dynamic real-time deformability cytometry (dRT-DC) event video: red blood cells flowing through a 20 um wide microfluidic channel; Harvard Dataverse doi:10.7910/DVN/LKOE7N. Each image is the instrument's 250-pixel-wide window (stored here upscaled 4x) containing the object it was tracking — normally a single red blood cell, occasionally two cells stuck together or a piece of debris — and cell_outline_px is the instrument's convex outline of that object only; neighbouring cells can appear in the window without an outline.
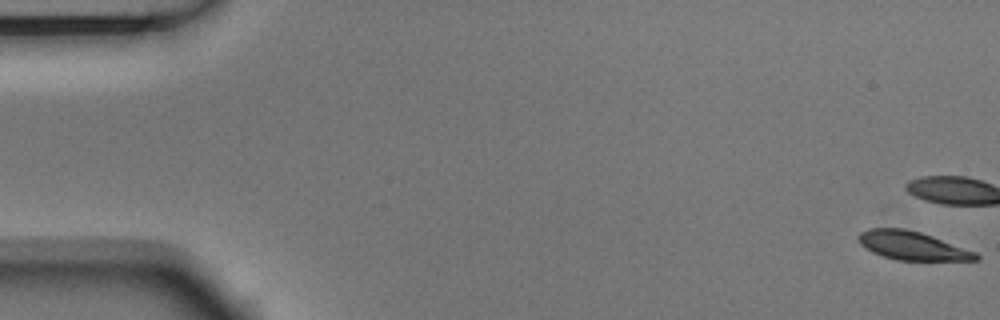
{"species": "Egyptian fruit bat (a non-hibernating species)", "species_latin": "Rousettus aegyptiacus", "temperature_condition": "room temperature", "stored_images_in_passage": 7, "camera_frame_rate_fps": 3000, "um_per_image_px": 0.085, "animal": {"sex": "male"}, "frame": {"image": 1, "passage_image": 1, "time_ms": 0.0, "image_size_px": [1000, 320], "cell_outline_px": [[980, 260], [896, 260], [872, 252], [860, 244], [856, 236], [860, 232], [868, 228], [904, 228], [920, 232], [932, 236], [976, 252], [980, 256]], "centroid_in_image_um": [77.52, 20.87], "position_along_channel_um": 7.5, "area_um2": 19.48}}
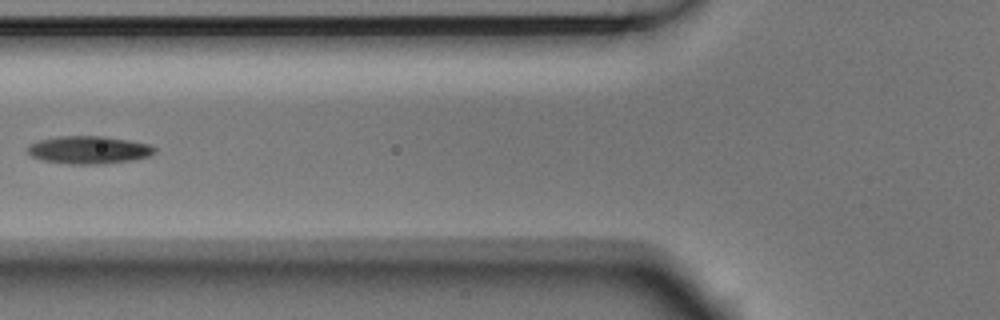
{"frame": {"image": 2, "passage_image": 6, "time_ms": 1.667, "image_size_px": [1000, 320], "cell_outline_px": [[156, 152], [148, 156], [132, 160], [100, 164], [72, 164], [44, 160], [32, 156], [28, 152], [28, 144], [40, 140], [56, 136], [104, 136], [128, 140], [148, 144], [156, 148]], "centroid_in_image_um": [7.55, 12.73], "position_along_channel_um": 118.2, "area_um2": 20.4}}
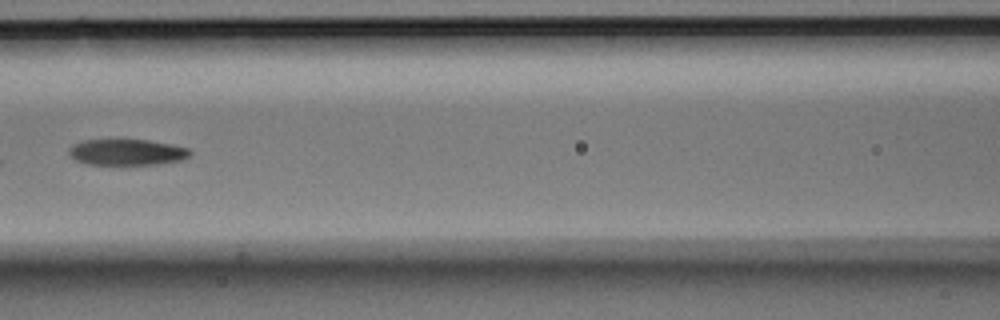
{"frame": {"image": 3, "passage_image": 7, "time_ms": 2.0, "image_size_px": [1000, 320], "cell_outline_px": [[192, 152], [184, 160], [160, 164], [88, 164], [76, 160], [68, 152], [68, 148], [72, 144], [84, 140], [148, 140], [172, 144], [188, 148]], "centroid_in_image_um": [10.81, 12.93], "position_along_channel_um": 155.8, "area_um2": 18.38}}